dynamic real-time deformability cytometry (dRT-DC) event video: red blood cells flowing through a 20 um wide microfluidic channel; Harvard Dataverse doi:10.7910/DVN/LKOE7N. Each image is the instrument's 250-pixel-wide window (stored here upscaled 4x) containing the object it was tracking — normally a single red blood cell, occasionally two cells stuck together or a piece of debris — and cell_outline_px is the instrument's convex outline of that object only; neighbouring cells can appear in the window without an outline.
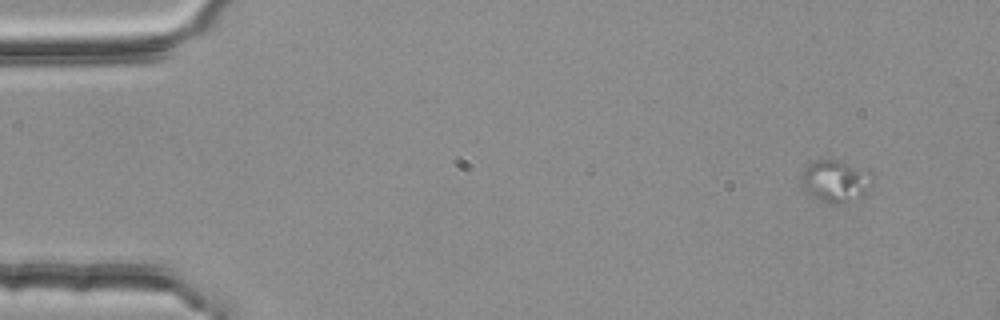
{"species": "common noctule bat (a hibernating species)", "species_latin": "Nyctalus noctula", "temperature_condition": "room temperature", "stored_images_in_passage": 4, "camera_frame_rate_fps": 3000, "um_per_image_px": 0.085, "animal": {"sex": "female", "body_mass_g": 25.1}, "frame": {"image": 1, "passage_image": 1, "time_ms": 0.0, "image_size_px": [1000, 320], "cell_outline_px": [[872, 180], [864, 196], [836, 204], [832, 204], [820, 200], [804, 192], [800, 184], [800, 176], [812, 160], [840, 160], [872, 172]], "centroid_in_image_um": [70.98, 15.38], "position_along_channel_um": 14.0, "area_um2": 17.51}}